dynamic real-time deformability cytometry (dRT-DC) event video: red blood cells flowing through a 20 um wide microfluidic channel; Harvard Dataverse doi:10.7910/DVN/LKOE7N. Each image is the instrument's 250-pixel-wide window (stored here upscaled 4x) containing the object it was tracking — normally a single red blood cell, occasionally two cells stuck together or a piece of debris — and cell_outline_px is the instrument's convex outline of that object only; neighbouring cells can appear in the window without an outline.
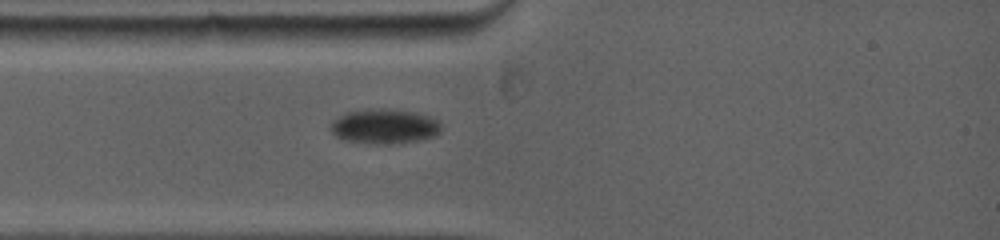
{"species": "common noctule bat (a hibernating species)", "species_latin": "Nyctalus noctula", "temperature_condition": "warm", "stored_images_in_passage": 1, "camera_frame_rate_fps": 5000, "um_per_image_px": 0.085, "animal": {"sex": "female", "body_mass_g": 19.0, "forearm_length_mm": 53.3}, "frame": {"image": 1, "passage_image": 1, "time_ms": 0.0, "image_size_px": [1000, 240], "cell_outline_px": [[440, 132], [432, 136], [416, 140], [348, 140], [336, 136], [332, 132], [332, 120], [344, 112], [364, 108], [384, 108], [416, 112], [428, 116], [436, 120], [440, 124]], "centroid_in_image_um": [32.64, 10.63], "position_along_channel_um": 52.4, "area_um2": 21.1}}